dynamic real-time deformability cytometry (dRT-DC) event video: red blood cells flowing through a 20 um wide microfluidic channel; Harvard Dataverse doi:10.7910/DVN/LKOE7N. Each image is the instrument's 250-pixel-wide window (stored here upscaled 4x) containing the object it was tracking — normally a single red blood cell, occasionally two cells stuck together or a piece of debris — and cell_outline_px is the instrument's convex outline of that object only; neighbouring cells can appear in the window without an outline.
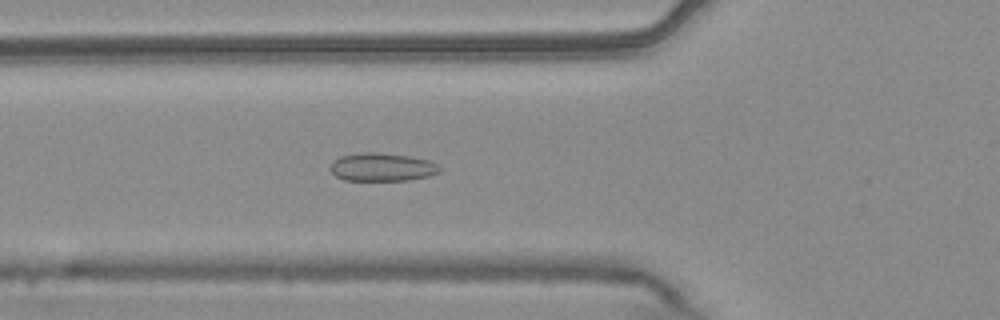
{"species": "common noctule bat (a hibernating species)", "species_latin": "Nyctalus noctula", "temperature_condition": "warm", "stored_images_in_passage": 35, "camera_frame_rate_fps": 3000, "um_per_image_px": 0.085, "animal": {"sex": "male", "body_mass_g": 20.4}, "frame": {"image": 1, "passage_image": 20, "time_ms": 6.333, "image_size_px": [1000, 320], "cell_outline_px": [[440, 172], [428, 176], [408, 180], [344, 180], [336, 176], [328, 168], [332, 160], [340, 156], [360, 152], [376, 152], [412, 156], [428, 160], [436, 164], [440, 168]], "centroid_in_image_um": [32.43, 14.19], "position_along_channel_um": 93.4, "area_um2": 18.09}}
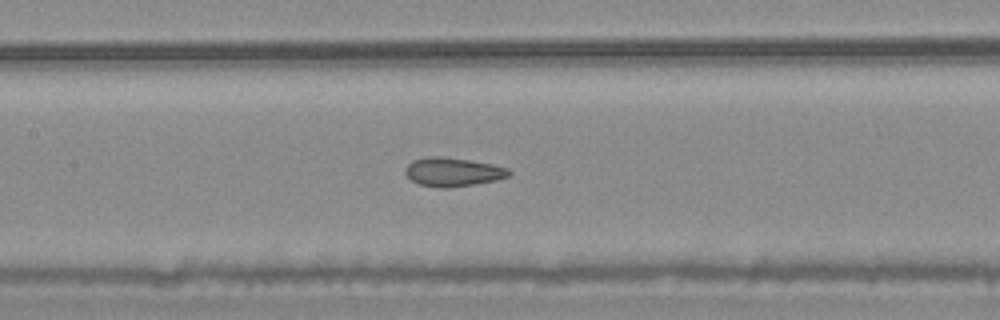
{"frame": {"image": 2, "passage_image": 26, "time_ms": 8.333, "image_size_px": [1000, 320], "cell_outline_px": [[512, 172], [508, 176], [496, 180], [448, 188], [440, 188], [420, 184], [412, 180], [404, 172], [404, 168], [412, 160], [432, 156], [440, 156], [468, 160], [492, 164], [508, 168]], "centroid_in_image_um": [38.48, 14.61], "position_along_channel_um": 168.9, "area_um2": 17.22}}
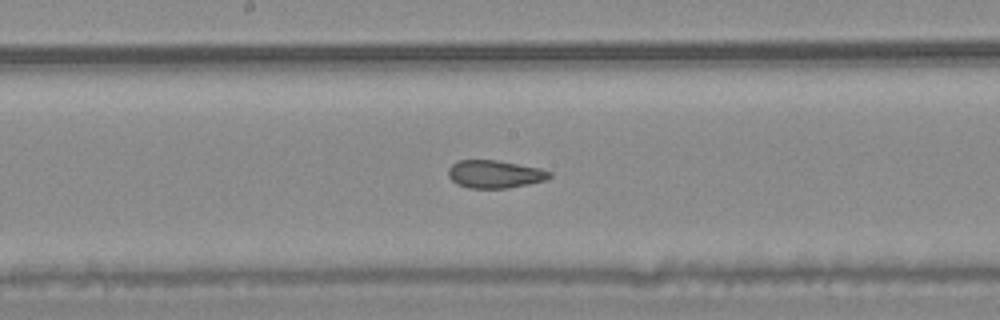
{"frame": {"image": 3, "passage_image": 29, "time_ms": 9.333, "image_size_px": [1000, 320], "cell_outline_px": [[552, 176], [548, 180], [508, 188], [468, 188], [456, 184], [448, 176], [448, 168], [452, 164], [460, 160], [496, 160], [540, 168], [552, 172]], "centroid_in_image_um": [42.07, 14.81], "position_along_channel_um": 206.1, "area_um2": 16.53}}